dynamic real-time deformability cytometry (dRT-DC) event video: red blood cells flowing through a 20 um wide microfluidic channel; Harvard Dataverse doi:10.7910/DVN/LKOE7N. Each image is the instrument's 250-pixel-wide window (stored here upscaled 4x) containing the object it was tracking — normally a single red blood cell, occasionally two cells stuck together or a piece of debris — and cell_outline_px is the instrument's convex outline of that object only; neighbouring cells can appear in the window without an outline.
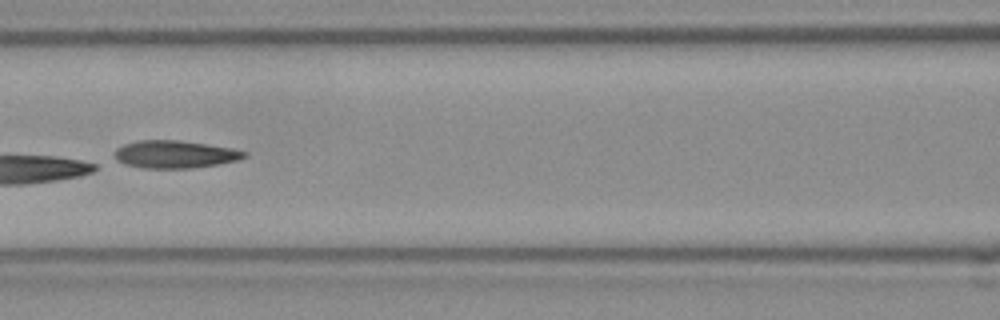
{"species": "Egyptian fruit bat (a non-hibernating species)", "species_latin": "Rousettus aegyptiacus", "temperature_condition": "room temperature", "stored_images_in_passage": 49, "camera_frame_rate_fps": 3000, "um_per_image_px": 0.085, "frame": {"image": 1, "passage_image": 22, "time_ms": 7.0, "image_size_px": [1000, 320], "cell_outline_px": [[248, 156], [236, 160], [216, 164], [192, 168], [144, 168], [124, 164], [116, 160], [116, 148], [124, 144], [140, 140], [180, 140], [208, 144], [232, 148], [248, 152]], "centroid_in_image_um": [14.88, 13.11], "position_along_channel_um": 151.7, "area_um2": 20.81}}